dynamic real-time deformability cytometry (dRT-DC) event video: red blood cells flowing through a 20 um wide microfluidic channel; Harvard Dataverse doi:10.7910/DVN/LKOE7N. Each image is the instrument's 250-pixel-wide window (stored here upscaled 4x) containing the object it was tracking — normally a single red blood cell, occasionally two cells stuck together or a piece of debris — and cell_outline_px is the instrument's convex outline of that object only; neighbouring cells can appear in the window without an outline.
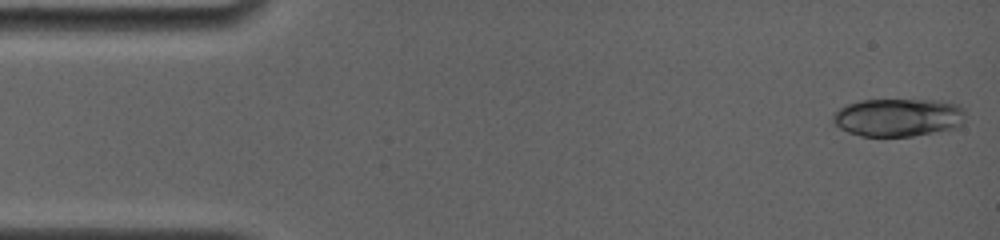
{"species": "common noctule bat (a hibernating species)", "species_latin": "Nyctalus noctula", "temperature_condition": "room temperature", "stored_images_in_passage": 11, "camera_frame_rate_fps": 4000, "um_per_image_px": 0.085, "animal": {"sex": "female", "body_mass_g": 19.0, "forearm_length_mm": 56.7}, "frame": {"image": 1, "passage_image": 1, "time_ms": 0.0, "image_size_px": [1000, 240], "cell_outline_px": [[964, 120], [956, 128], [912, 136], [860, 136], [848, 132], [840, 128], [832, 120], [832, 116], [844, 104], [860, 100], [940, 100], [956, 104], [964, 108]], "centroid_in_image_um": [76.34, 9.97], "position_along_channel_um": 8.7, "area_um2": 29.48}}
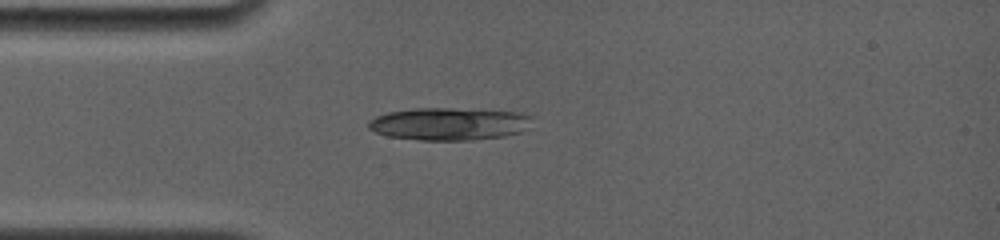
{"frame": {"image": 2, "passage_image": 10, "time_ms": 3.75, "image_size_px": [1000, 240], "cell_outline_px": [[532, 116], [528, 128], [520, 132], [504, 136], [472, 140], [420, 140], [388, 136], [376, 132], [368, 128], [368, 120], [376, 116], [388, 112], [412, 108], [452, 108], [516, 112]], "centroid_in_image_um": [38.15, 10.53], "position_along_channel_um": 46.9, "area_um2": 31.04}}